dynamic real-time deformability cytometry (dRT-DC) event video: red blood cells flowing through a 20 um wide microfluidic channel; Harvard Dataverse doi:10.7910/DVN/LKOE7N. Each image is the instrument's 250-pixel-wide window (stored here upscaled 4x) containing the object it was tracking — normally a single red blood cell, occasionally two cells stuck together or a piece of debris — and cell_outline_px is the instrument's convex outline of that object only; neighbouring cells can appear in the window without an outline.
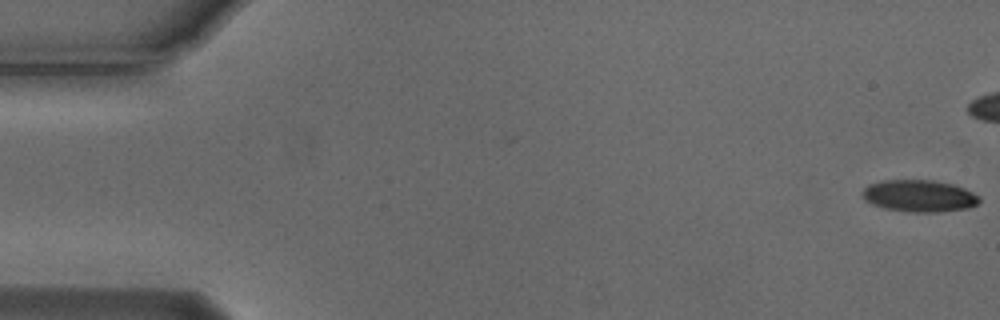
{"species": "Egyptian fruit bat (a non-hibernating species)", "species_latin": "Rousettus aegyptiacus", "temperature_condition": "cold", "stored_images_in_passage": 27, "camera_frame_rate_fps": 3000, "um_per_image_px": 0.085, "animal": {"sex": "male"}, "frame": {"image": 1, "passage_image": 1, "time_ms": 0.0, "image_size_px": [1000, 320], "cell_outline_px": [[980, 200], [976, 204], [968, 208], [940, 212], [912, 212], [884, 208], [872, 204], [864, 200], [860, 196], [860, 192], [868, 184], [884, 180], [932, 180], [952, 184], [964, 188], [980, 196]], "centroid_in_image_um": [78.09, 16.65], "position_along_channel_um": 6.9, "area_um2": 21.91}}
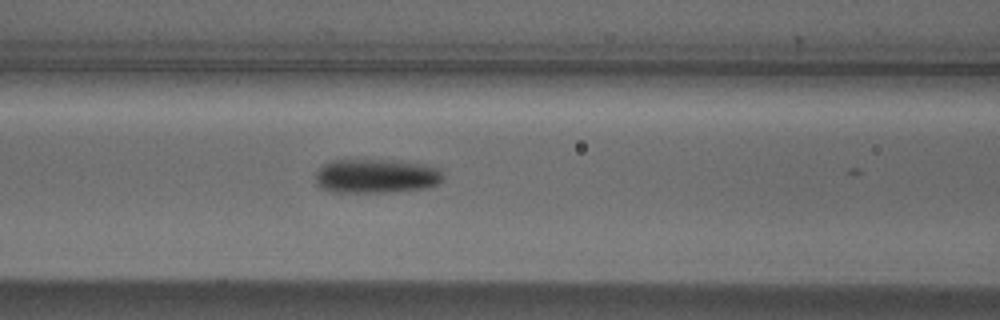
{"frame": {"image": 2, "passage_image": 23, "time_ms": 7.333, "image_size_px": [1000, 320], "cell_outline_px": [[444, 180], [428, 188], [392, 192], [332, 192], [316, 184], [316, 172], [324, 164], [332, 160], [388, 160], [424, 164], [440, 168], [444, 176]], "centroid_in_image_um": [32.02, 14.97], "position_along_channel_um": 134.6, "area_um2": 25.55}}
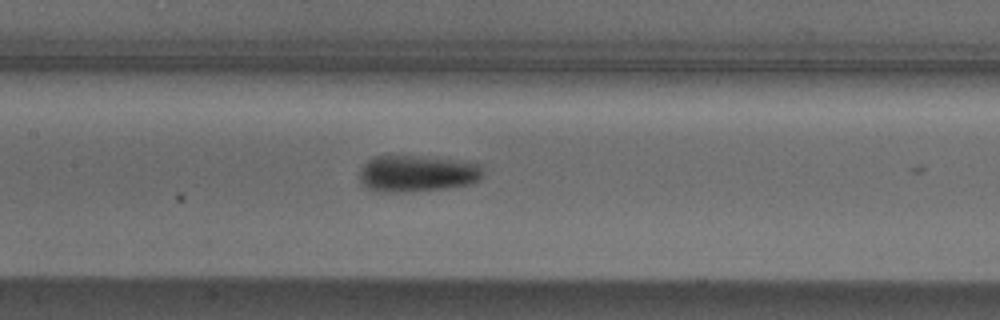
{"frame": {"image": 3, "passage_image": 26, "time_ms": 8.333, "image_size_px": [1000, 320], "cell_outline_px": [[480, 180], [468, 184], [444, 188], [412, 192], [376, 192], [364, 188], [360, 184], [360, 168], [368, 160], [376, 156], [416, 156], [464, 160], [480, 164]], "centroid_in_image_um": [35.39, 14.76], "position_along_channel_um": 172.0, "area_um2": 26.53}}